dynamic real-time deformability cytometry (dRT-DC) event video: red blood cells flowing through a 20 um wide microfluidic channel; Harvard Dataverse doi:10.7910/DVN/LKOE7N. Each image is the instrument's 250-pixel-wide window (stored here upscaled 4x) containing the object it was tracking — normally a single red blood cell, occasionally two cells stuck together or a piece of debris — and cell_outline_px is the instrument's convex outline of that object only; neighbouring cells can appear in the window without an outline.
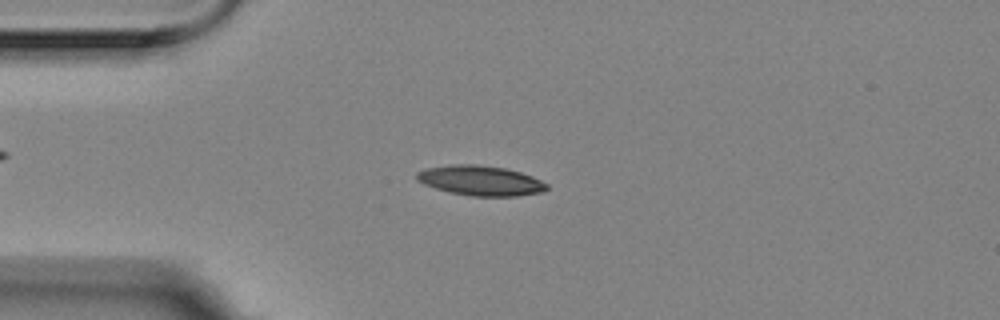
{"species": "Egyptian fruit bat (a non-hibernating species)", "species_latin": "Rousettus aegyptiacus", "temperature_condition": "room temperature", "stored_images_in_passage": 24, "camera_frame_rate_fps": 3000, "um_per_image_px": 0.085, "animal": {"sex": "female"}, "frame": {"image": 1, "passage_image": 10, "time_ms": 3.0, "image_size_px": [1000, 320], "cell_outline_px": [[548, 188], [540, 192], [516, 196], [472, 196], [448, 192], [424, 184], [416, 180], [416, 172], [424, 168], [448, 164], [476, 164], [504, 168], [520, 172], [532, 176], [548, 184]], "centroid_in_image_um": [40.79, 15.34], "position_along_channel_um": 44.2, "area_um2": 22.77}}
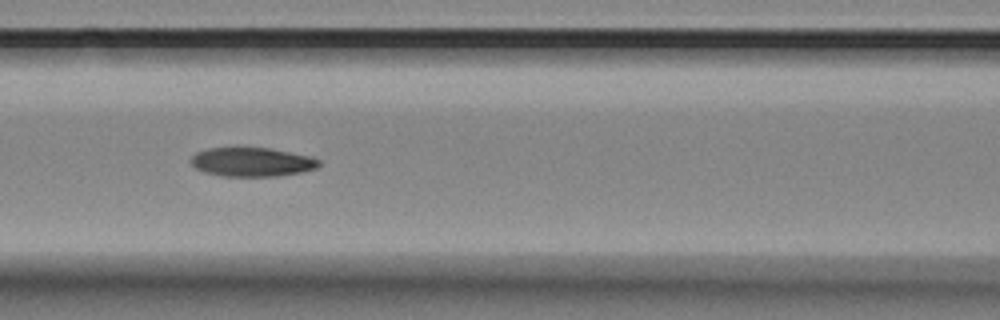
{"frame": {"image": 2, "passage_image": 20, "time_ms": 6.333, "image_size_px": [1000, 320], "cell_outline_px": [[320, 164], [316, 168], [300, 172], [276, 176], [224, 176], [204, 172], [196, 168], [188, 160], [196, 152], [208, 148], [236, 144], [272, 148], [312, 156], [320, 160]], "centroid_in_image_um": [21.37, 13.71], "position_along_channel_um": 145.2, "area_um2": 22.6}}
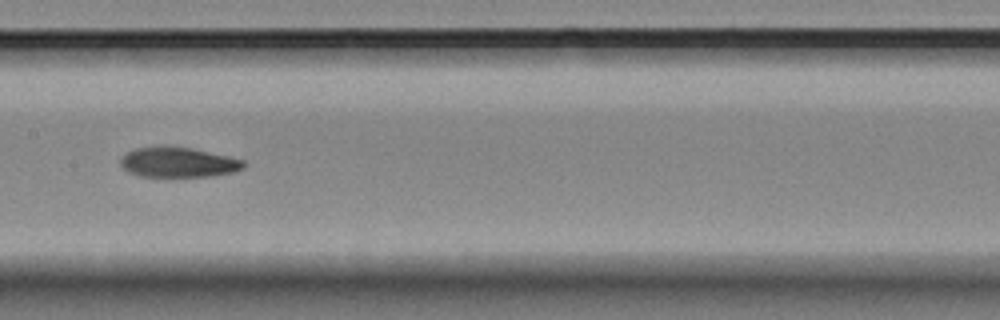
{"frame": {"image": 3, "passage_image": 24, "time_ms": 7.667, "image_size_px": [1000, 320], "cell_outline_px": [[244, 168], [232, 172], [208, 176], [140, 176], [128, 172], [120, 164], [120, 160], [128, 152], [136, 148], [160, 144], [164, 144], [192, 148], [228, 156], [244, 160]], "centroid_in_image_um": [15.12, 13.76], "position_along_channel_um": 192.3, "area_um2": 21.68}}